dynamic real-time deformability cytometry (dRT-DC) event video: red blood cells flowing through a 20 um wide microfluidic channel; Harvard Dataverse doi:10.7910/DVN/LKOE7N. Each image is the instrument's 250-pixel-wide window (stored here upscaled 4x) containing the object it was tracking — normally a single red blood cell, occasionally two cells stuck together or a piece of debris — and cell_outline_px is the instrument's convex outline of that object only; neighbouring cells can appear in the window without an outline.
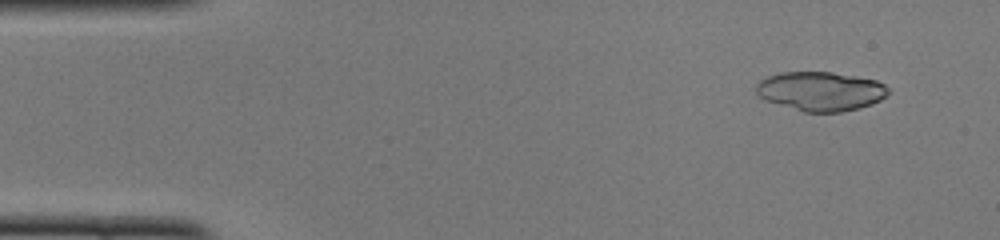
{"species": "common noctule bat (a hibernating species)", "species_latin": "Nyctalus noctula", "temperature_condition": "cold", "stored_images_in_passage": 49, "segment_of_instrument_passage": [1, 2], "camera_frame_rate_fps": 3000, "um_per_image_px": 0.085, "animal": {"sex": "female", "body_mass_g": 22.0, "forearm_length_mm": 56.7}, "frame": {"image": 1, "passage_image": 4, "time_ms": 1.0, "image_size_px": [1000, 240], "cell_outline_px": [[888, 92], [880, 100], [872, 104], [860, 108], [840, 112], [804, 112], [764, 100], [756, 92], [756, 84], [760, 80], [768, 76], [780, 72], [832, 72], [856, 76], [876, 80], [884, 84], [888, 88]], "centroid_in_image_um": [69.74, 7.75], "position_along_channel_um": 15.3, "area_um2": 30.17}}